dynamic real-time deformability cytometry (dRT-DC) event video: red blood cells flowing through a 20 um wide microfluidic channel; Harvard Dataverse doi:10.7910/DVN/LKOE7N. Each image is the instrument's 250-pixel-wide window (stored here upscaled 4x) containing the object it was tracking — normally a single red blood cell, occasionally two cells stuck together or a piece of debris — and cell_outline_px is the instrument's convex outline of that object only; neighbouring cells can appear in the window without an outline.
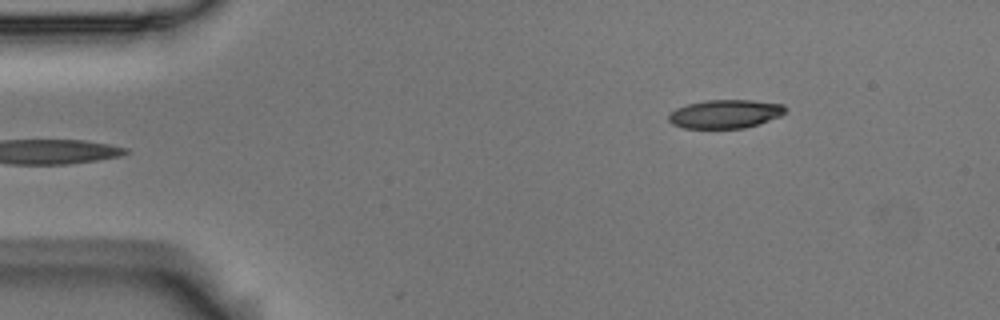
{"species": "Egyptian fruit bat (a non-hibernating species)", "species_latin": "Rousettus aegyptiacus", "temperature_condition": "room temperature", "stored_images_in_passage": 4, "camera_frame_rate_fps": 3000, "um_per_image_px": 0.085, "animal": {"sex": "male"}, "frame": {"image": 1, "passage_image": 4, "time_ms": 1.0, "image_size_px": [1000, 320], "cell_outline_px": [[788, 108], [780, 116], [760, 124], [744, 128], [684, 128], [672, 124], [668, 120], [668, 116], [676, 108], [688, 104], [708, 100], [752, 100], [784, 104]], "centroid_in_image_um": [61.67, 9.69], "position_along_channel_um": 23.3, "area_um2": 19.48}}